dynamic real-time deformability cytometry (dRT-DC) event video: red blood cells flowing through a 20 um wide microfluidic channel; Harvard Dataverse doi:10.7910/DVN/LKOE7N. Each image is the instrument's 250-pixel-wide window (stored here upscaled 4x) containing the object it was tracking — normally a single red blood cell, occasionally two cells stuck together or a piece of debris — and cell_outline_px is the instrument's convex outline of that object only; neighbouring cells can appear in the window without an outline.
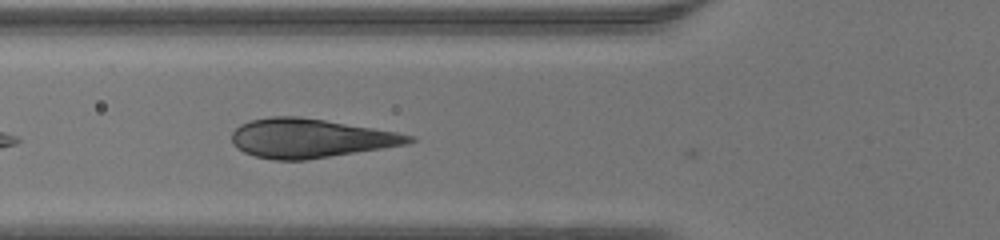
{"species": "human", "species_latin": "Homo sapiens", "temperature_condition": "warm", "stored_images_in_passage": 20, "camera_frame_rate_fps": 3000, "um_per_image_px": 0.085, "donor": {"sex": "male"}, "frame": {"image": 1, "passage_image": 4, "time_ms": 1.0, "image_size_px": [1000, 240], "cell_outline_px": [[416, 140], [408, 144], [384, 148], [304, 160], [276, 160], [256, 156], [244, 152], [236, 148], [232, 144], [232, 132], [240, 124], [252, 120], [272, 116], [300, 116], [396, 132], [416, 136]], "centroid_in_image_um": [26.36, 11.75], "position_along_channel_um": 99.4, "area_um2": 40.11}}
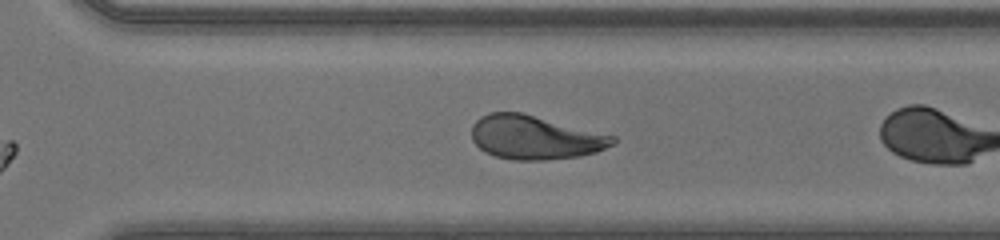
{"frame": {"image": 2, "passage_image": 17, "time_ms": 5.333, "image_size_px": [1000, 240], "cell_outline_px": [[616, 140], [612, 144], [596, 152], [580, 156], [544, 160], [512, 160], [496, 156], [484, 152], [472, 140], [472, 124], [480, 116], [488, 112], [520, 112], [616, 136]], "centroid_in_image_um": [45.44, 11.68], "position_along_channel_um": 325.2, "area_um2": 35.95}}